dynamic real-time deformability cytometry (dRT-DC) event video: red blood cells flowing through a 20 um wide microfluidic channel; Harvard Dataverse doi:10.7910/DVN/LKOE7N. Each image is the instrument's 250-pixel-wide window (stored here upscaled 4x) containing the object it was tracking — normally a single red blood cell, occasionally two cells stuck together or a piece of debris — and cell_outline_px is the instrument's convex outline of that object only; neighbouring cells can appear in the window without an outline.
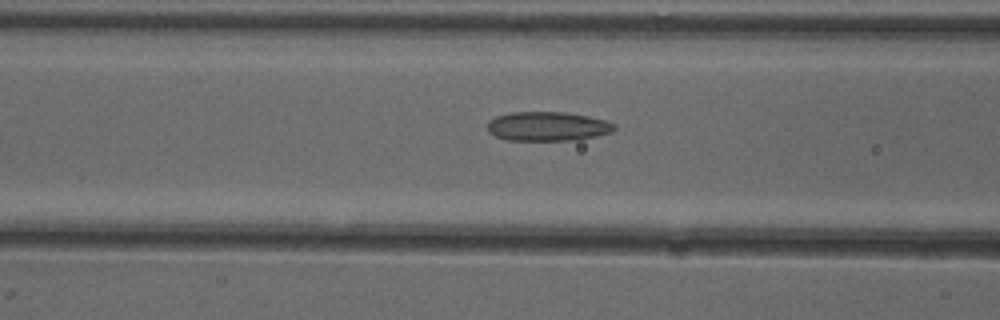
{"species": "common noctule bat (a hibernating species)", "species_latin": "Nyctalus noctula", "temperature_condition": "cold", "stored_images_in_passage": 17, "camera_frame_rate_fps": 3000, "um_per_image_px": 0.085, "animal": {"sex": "female"}, "frame": {"image": 1, "passage_image": 15, "time_ms": 4.667, "image_size_px": [1000, 320], "cell_outline_px": [[616, 128], [612, 132], [596, 136], [576, 140], [508, 140], [496, 136], [488, 132], [488, 120], [496, 116], [512, 112], [568, 112], [588, 116], [604, 120], [616, 124]], "centroid_in_image_um": [46.56, 10.73], "position_along_channel_um": 120.0, "area_um2": 21.68}}